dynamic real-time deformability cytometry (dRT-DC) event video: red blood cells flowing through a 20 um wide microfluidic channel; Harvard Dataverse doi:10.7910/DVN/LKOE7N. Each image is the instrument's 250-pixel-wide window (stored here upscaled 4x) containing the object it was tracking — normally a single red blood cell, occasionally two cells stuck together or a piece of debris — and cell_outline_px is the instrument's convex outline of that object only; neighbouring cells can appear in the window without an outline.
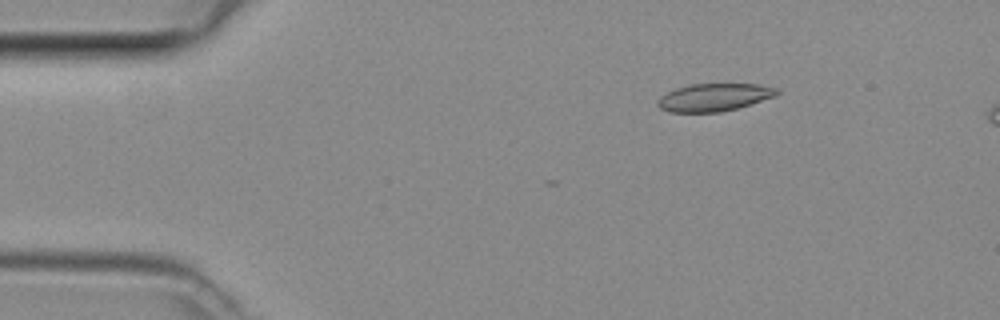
{"species": "common noctule bat (a hibernating species)", "species_latin": "Nyctalus noctula", "temperature_condition": "room temperature", "stored_images_in_passage": 14, "camera_frame_rate_fps": 3000, "um_per_image_px": 0.085, "animal": {"sex": "female", "body_mass_g": 29.2, "forearm_length_mm": 56.3}, "frame": {"image": 1, "passage_image": 7, "time_ms": 2.0, "image_size_px": [1000, 320], "cell_outline_px": [[780, 92], [776, 96], [736, 108], [720, 112], [668, 112], [660, 108], [656, 104], [656, 100], [660, 96], [676, 88], [692, 84], [756, 84], [780, 88]], "centroid_in_image_um": [60.69, 8.27], "position_along_channel_um": 24.3, "area_um2": 19.25}}